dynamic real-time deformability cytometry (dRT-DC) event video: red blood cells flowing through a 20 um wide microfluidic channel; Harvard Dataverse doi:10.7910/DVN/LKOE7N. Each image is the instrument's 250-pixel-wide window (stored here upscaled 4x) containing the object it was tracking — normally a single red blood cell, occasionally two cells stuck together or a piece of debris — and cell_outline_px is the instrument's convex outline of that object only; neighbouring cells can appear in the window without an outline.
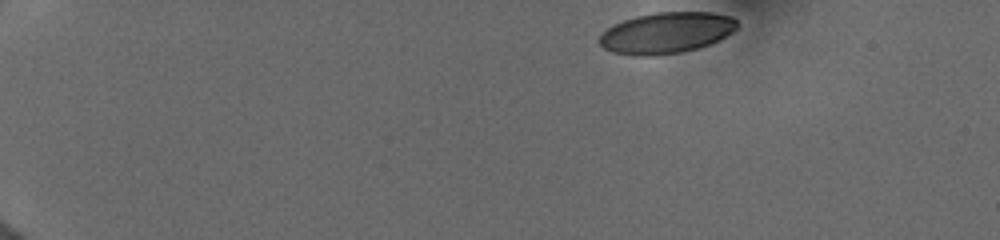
{"species": "human", "species_latin": "Homo sapiens", "temperature_condition": "cold", "stored_images_in_passage": 13, "camera_frame_rate_fps": 3000, "um_per_image_px": 0.085, "donor": {"sex": "female"}, "frame": {"image": 1, "passage_image": 1, "time_ms": 0.0, "image_size_px": [1000, 240], "cell_outline_px": [[736, 28], [732, 32], [720, 40], [696, 48], [680, 52], [652, 56], [636, 56], [612, 52], [604, 48], [596, 40], [600, 32], [612, 24], [636, 16], [656, 12], [712, 12], [732, 16], [736, 20]], "centroid_in_image_um": [56.58, 2.79], "position_along_channel_um": 28.4, "area_um2": 33.23}}
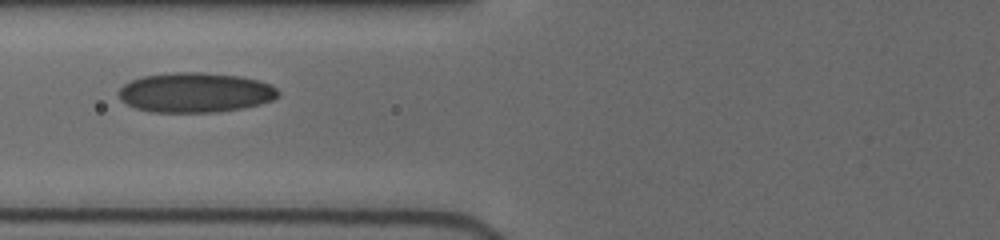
{"frame": {"image": 2, "passage_image": 10, "time_ms": 5.0, "image_size_px": [1000, 240], "cell_outline_px": [[280, 96], [272, 100], [260, 104], [240, 108], [216, 112], [152, 112], [136, 108], [120, 100], [116, 92], [124, 84], [132, 80], [144, 76], [172, 72], [200, 72], [240, 76], [272, 84], [280, 92]], "centroid_in_image_um": [16.59, 7.86], "position_along_channel_um": 109.2, "area_um2": 37.11}}
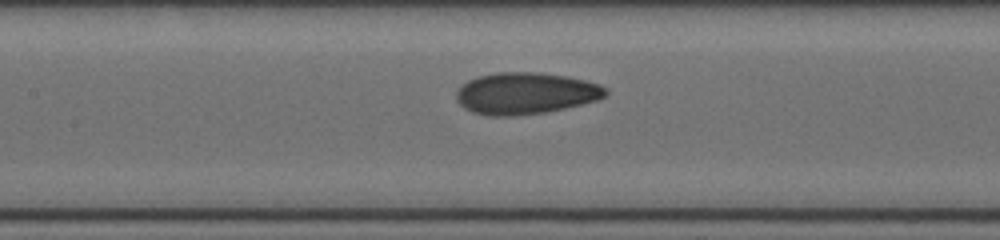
{"frame": {"image": 3, "passage_image": 13, "time_ms": 6.333, "image_size_px": [1000, 240], "cell_outline_px": [[608, 92], [604, 96], [596, 100], [564, 108], [544, 112], [512, 116], [488, 116], [472, 112], [464, 108], [456, 100], [456, 92], [460, 84], [476, 76], [496, 72], [540, 72], [568, 76], [600, 84], [608, 88]], "centroid_in_image_um": [44.63, 7.92], "position_along_channel_um": 162.8, "area_um2": 36.53}}